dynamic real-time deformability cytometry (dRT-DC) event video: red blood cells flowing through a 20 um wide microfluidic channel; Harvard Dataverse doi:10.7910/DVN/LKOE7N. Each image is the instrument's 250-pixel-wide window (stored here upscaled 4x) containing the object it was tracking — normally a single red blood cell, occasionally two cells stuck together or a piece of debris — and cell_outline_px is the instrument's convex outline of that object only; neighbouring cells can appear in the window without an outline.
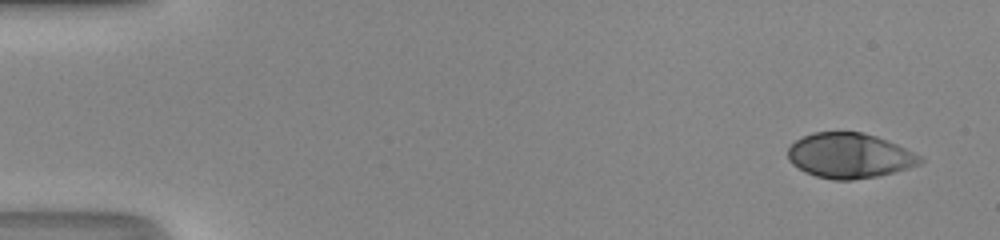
{"species": "human", "species_latin": "Homo sapiens", "temperature_condition": "room temperature", "stored_images_in_passage": 48, "camera_frame_rate_fps": 3000, "um_per_image_px": 0.085, "donor": {"sex": "male"}, "frame": {"image": 1, "passage_image": 1, "time_ms": 0.0, "image_size_px": [1000, 240], "cell_outline_px": [[924, 160], [920, 164], [908, 168], [876, 176], [852, 180], [832, 180], [816, 176], [804, 172], [792, 164], [788, 160], [788, 148], [796, 140], [812, 132], [864, 132], [876, 136], [896, 144], [920, 156]], "centroid_in_image_um": [72.17, 13.23], "position_along_channel_um": 12.8, "area_um2": 34.56}}
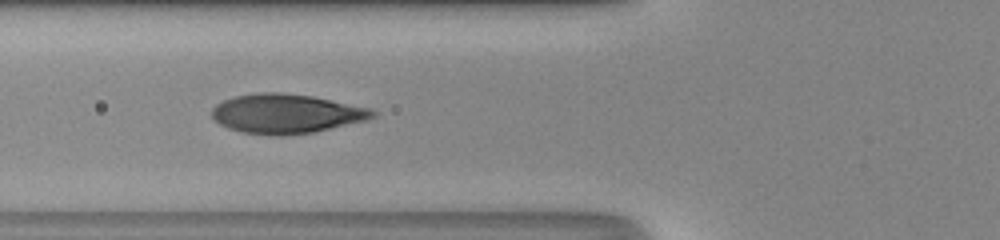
{"frame": {"image": 2, "passage_image": 18, "time_ms": 5.667, "image_size_px": [1000, 240], "cell_outline_px": [[376, 116], [368, 120], [312, 132], [284, 136], [272, 136], [244, 132], [228, 128], [212, 120], [212, 108], [216, 104], [224, 100], [236, 96], [260, 92], [280, 92], [312, 96], [372, 108], [376, 112]], "centroid_in_image_um": [24.33, 9.66], "position_along_channel_um": 101.5, "area_um2": 36.99}}
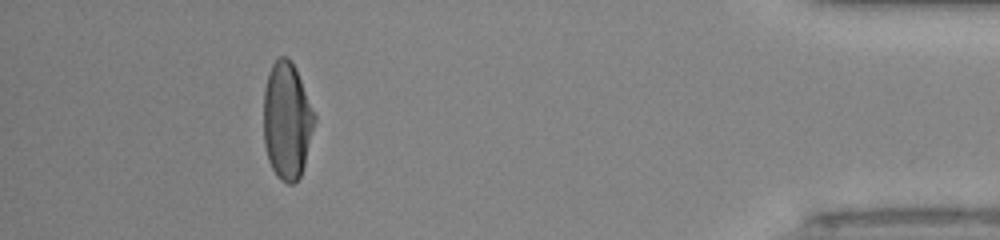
{"frame": {"image": 3, "passage_image": 44, "time_ms": 14.333, "image_size_px": [1000, 240], "cell_outline_px": [[316, 120], [304, 164], [300, 176], [292, 184], [288, 184], [280, 180], [276, 176], [268, 160], [264, 144], [264, 88], [268, 72], [272, 64], [280, 56], [288, 56], [292, 60], [296, 68], [316, 116]], "centroid_in_image_um": [24.38, 10.23], "position_along_channel_um": 410.8, "area_um2": 34.91}, "authors_computed_cell_mechanics": {"area_um2": 36.2406, "velocity_mm_per_s": 4.2037, "shape_relaxation_time_tau1_ms": 3.7501, "shape_relaxation_time_tau2_ms": null, "deformation_change_tau1": 0.2217, "deformation_change_tau2": null}}